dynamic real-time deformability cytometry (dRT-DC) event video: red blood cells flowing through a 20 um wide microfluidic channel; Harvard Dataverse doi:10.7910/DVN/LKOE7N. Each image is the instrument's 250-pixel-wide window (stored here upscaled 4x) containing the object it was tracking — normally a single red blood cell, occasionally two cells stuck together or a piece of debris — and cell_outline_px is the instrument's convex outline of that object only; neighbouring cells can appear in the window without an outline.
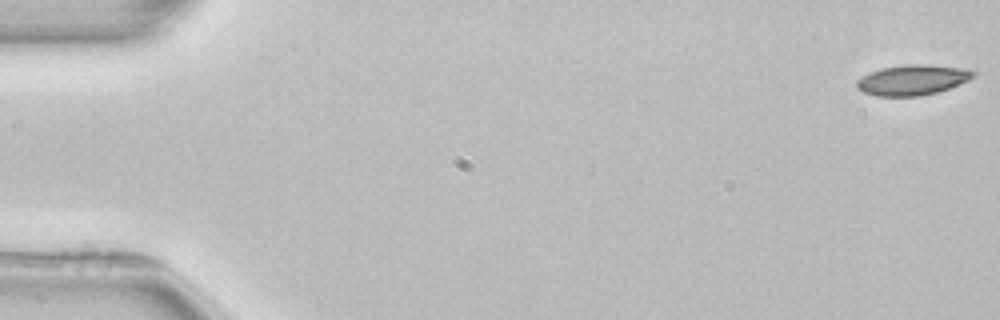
{"species": "common noctule bat (a hibernating species)", "species_latin": "Nyctalus noctula", "temperature_condition": "room temperature", "stored_images_in_passage": 4, "camera_frame_rate_fps": 3000, "um_per_image_px": 0.085, "animal": {"sex": "female", "body_mass_g": 22.7, "forearm_length_mm": 54.2}, "frame": {"image": 1, "passage_image": 1, "time_ms": 0.0, "image_size_px": [1000, 320], "cell_outline_px": [[976, 76], [968, 80], [948, 88], [936, 92], [920, 96], [876, 96], [864, 92], [856, 88], [856, 80], [880, 68], [904, 64], [924, 64], [968, 68], [976, 72]], "centroid_in_image_um": [77.58, 6.78], "position_along_channel_um": 7.4, "area_um2": 20.63}}
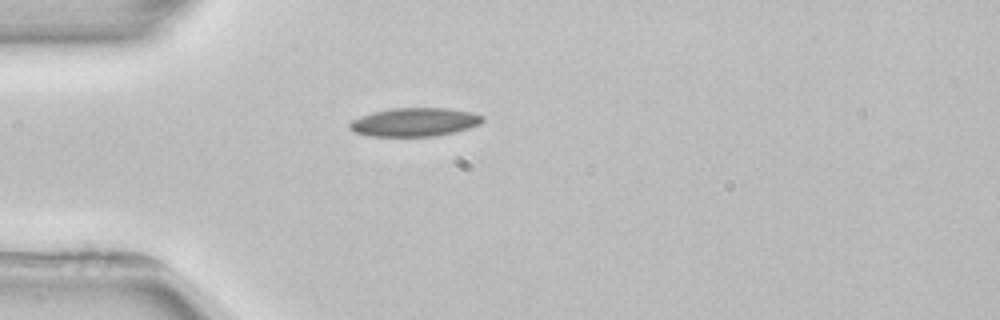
{"frame": {"image": 2, "passage_image": 4, "time_ms": 4.667, "image_size_px": [1000, 320], "cell_outline_px": [[484, 120], [480, 124], [468, 128], [436, 136], [368, 136], [356, 132], [348, 128], [348, 124], [352, 120], [360, 116], [372, 112], [392, 108], [448, 108], [472, 112], [484, 116]], "centroid_in_image_um": [35.23, 10.37], "position_along_channel_um": 49.8, "area_um2": 22.14}}